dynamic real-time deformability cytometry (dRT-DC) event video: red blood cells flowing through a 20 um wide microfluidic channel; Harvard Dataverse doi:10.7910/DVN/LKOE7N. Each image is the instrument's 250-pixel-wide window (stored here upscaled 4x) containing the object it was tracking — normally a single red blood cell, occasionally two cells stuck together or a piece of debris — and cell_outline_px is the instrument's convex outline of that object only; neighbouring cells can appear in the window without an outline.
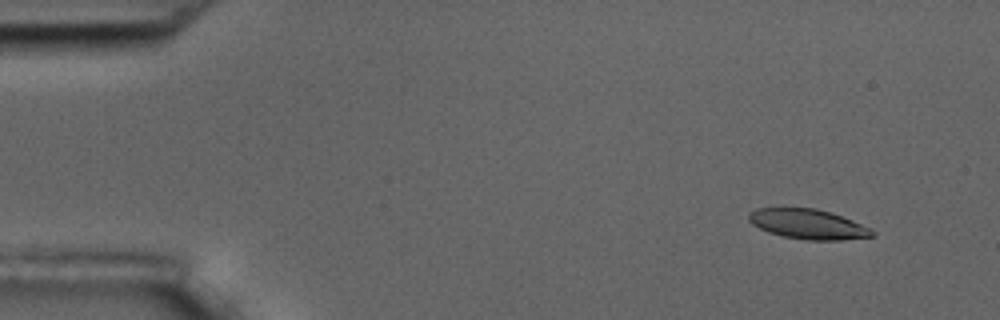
{"species": "common noctule bat (a hibernating species)", "species_latin": "Nyctalus noctula", "temperature_condition": "room temperature", "stored_images_in_passage": 5, "camera_frame_rate_fps": 3000, "um_per_image_px": 0.085, "animal": {"sex": "male", "body_mass_g": 17.5, "forearm_length_mm": 52.3}, "frame": {"image": 1, "passage_image": 1, "time_ms": 0.0, "image_size_px": [1000, 320], "cell_outline_px": [[876, 236], [840, 240], [808, 240], [780, 236], [768, 232], [752, 224], [748, 220], [748, 212], [756, 208], [816, 208], [832, 212], [872, 228], [876, 232]], "centroid_in_image_um": [68.7, 19.05], "position_along_channel_um": 16.3, "area_um2": 21.79}}
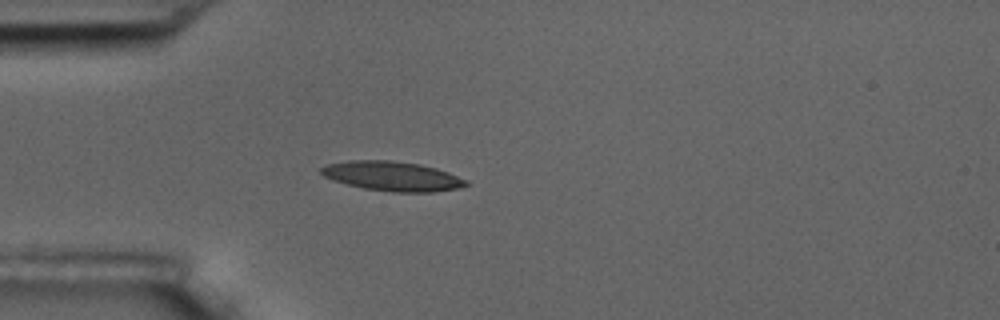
{"frame": {"image": 2, "passage_image": 4, "time_ms": 3.667, "image_size_px": [1000, 320], "cell_outline_px": [[468, 184], [460, 188], [432, 192], [392, 192], [364, 188], [332, 180], [324, 176], [320, 172], [320, 168], [328, 164], [348, 160], [388, 160], [420, 164], [436, 168], [448, 172], [468, 180]], "centroid_in_image_um": [33.36, 14.97], "position_along_channel_um": 51.6, "area_um2": 24.91}}